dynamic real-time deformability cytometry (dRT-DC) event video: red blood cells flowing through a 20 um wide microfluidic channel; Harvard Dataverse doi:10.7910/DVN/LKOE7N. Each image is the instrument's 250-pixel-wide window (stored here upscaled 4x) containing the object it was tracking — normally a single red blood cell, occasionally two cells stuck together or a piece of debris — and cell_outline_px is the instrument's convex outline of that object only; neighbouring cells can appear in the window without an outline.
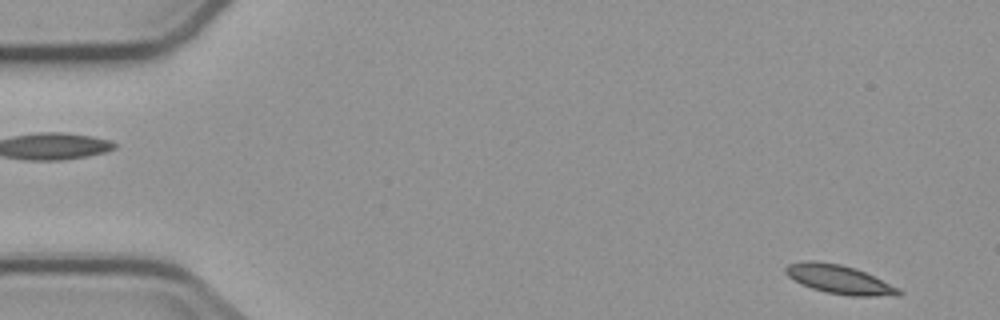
{"species": "common noctule bat (a hibernating species)", "species_latin": "Nyctalus noctula", "temperature_condition": "cold", "stored_images_in_passage": 4, "camera_frame_rate_fps": 3000, "um_per_image_px": 0.085, "animal": {"sex": "male", "body_mass_g": 23.1, "forearm_length_mm": 52.7}, "frame": {"image": 1, "passage_image": 1, "time_ms": 0.0, "image_size_px": [1000, 320], "cell_outline_px": [[904, 292], [900, 296], [848, 296], [824, 292], [800, 284], [792, 280], [784, 272], [784, 268], [788, 264], [808, 260], [812, 260], [840, 264], [856, 268], [900, 288]], "centroid_in_image_um": [71.34, 23.76], "position_along_channel_um": 13.7, "area_um2": 19.31}}
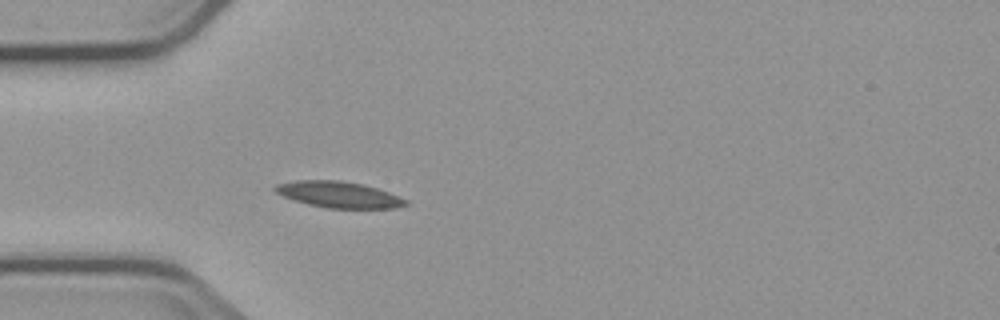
{"frame": {"image": 2, "passage_image": 4, "time_ms": 4.333, "image_size_px": [1000, 320], "cell_outline_px": [[408, 204], [396, 208], [328, 208], [308, 204], [284, 196], [276, 192], [272, 188], [276, 184], [296, 180], [340, 180], [364, 184], [388, 192], [408, 200]], "centroid_in_image_um": [28.8, 16.53], "position_along_channel_um": 56.2, "area_um2": 19.83}}